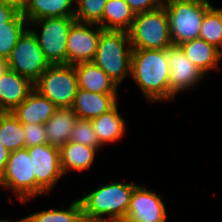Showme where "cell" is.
Wrapping results in <instances>:
<instances>
[{
  "instance_id": "3957f363",
  "label": "cell",
  "mask_w": 222,
  "mask_h": 222,
  "mask_svg": "<svg viewBox=\"0 0 222 222\" xmlns=\"http://www.w3.org/2000/svg\"><path fill=\"white\" fill-rule=\"evenodd\" d=\"M132 45L125 30H102L92 60L118 86L131 75Z\"/></svg>"
},
{
  "instance_id": "9a60e30c",
  "label": "cell",
  "mask_w": 222,
  "mask_h": 222,
  "mask_svg": "<svg viewBox=\"0 0 222 222\" xmlns=\"http://www.w3.org/2000/svg\"><path fill=\"white\" fill-rule=\"evenodd\" d=\"M56 110L57 107L34 88L11 112L22 124H45Z\"/></svg>"
},
{
  "instance_id": "603a6c76",
  "label": "cell",
  "mask_w": 222,
  "mask_h": 222,
  "mask_svg": "<svg viewBox=\"0 0 222 222\" xmlns=\"http://www.w3.org/2000/svg\"><path fill=\"white\" fill-rule=\"evenodd\" d=\"M134 18L135 14L125 0H108L98 25L103 30H125L128 32Z\"/></svg>"
},
{
  "instance_id": "e0dca14e",
  "label": "cell",
  "mask_w": 222,
  "mask_h": 222,
  "mask_svg": "<svg viewBox=\"0 0 222 222\" xmlns=\"http://www.w3.org/2000/svg\"><path fill=\"white\" fill-rule=\"evenodd\" d=\"M78 88L93 93L117 94L118 85L93 61L74 64Z\"/></svg>"
},
{
  "instance_id": "5bb4252c",
  "label": "cell",
  "mask_w": 222,
  "mask_h": 222,
  "mask_svg": "<svg viewBox=\"0 0 222 222\" xmlns=\"http://www.w3.org/2000/svg\"><path fill=\"white\" fill-rule=\"evenodd\" d=\"M34 88V83L30 79L8 69L0 77V112L12 111Z\"/></svg>"
},
{
  "instance_id": "44dd1931",
  "label": "cell",
  "mask_w": 222,
  "mask_h": 222,
  "mask_svg": "<svg viewBox=\"0 0 222 222\" xmlns=\"http://www.w3.org/2000/svg\"><path fill=\"white\" fill-rule=\"evenodd\" d=\"M77 119L72 107L57 108L53 116L45 123L48 144L60 148L69 142Z\"/></svg>"
},
{
  "instance_id": "7c38bea8",
  "label": "cell",
  "mask_w": 222,
  "mask_h": 222,
  "mask_svg": "<svg viewBox=\"0 0 222 222\" xmlns=\"http://www.w3.org/2000/svg\"><path fill=\"white\" fill-rule=\"evenodd\" d=\"M167 62L170 68V100L184 90L193 89L206 77L178 45H172L167 49Z\"/></svg>"
},
{
  "instance_id": "4dcf8cb0",
  "label": "cell",
  "mask_w": 222,
  "mask_h": 222,
  "mask_svg": "<svg viewBox=\"0 0 222 222\" xmlns=\"http://www.w3.org/2000/svg\"><path fill=\"white\" fill-rule=\"evenodd\" d=\"M134 14L151 11L163 5L162 0H125Z\"/></svg>"
},
{
  "instance_id": "ffe728a7",
  "label": "cell",
  "mask_w": 222,
  "mask_h": 222,
  "mask_svg": "<svg viewBox=\"0 0 222 222\" xmlns=\"http://www.w3.org/2000/svg\"><path fill=\"white\" fill-rule=\"evenodd\" d=\"M98 153L97 148L69 141L59 148L60 162L63 174L70 171L89 170Z\"/></svg>"
},
{
  "instance_id": "74e56055",
  "label": "cell",
  "mask_w": 222,
  "mask_h": 222,
  "mask_svg": "<svg viewBox=\"0 0 222 222\" xmlns=\"http://www.w3.org/2000/svg\"><path fill=\"white\" fill-rule=\"evenodd\" d=\"M80 222H91V221H89L88 219H82Z\"/></svg>"
},
{
  "instance_id": "7402d4cb",
  "label": "cell",
  "mask_w": 222,
  "mask_h": 222,
  "mask_svg": "<svg viewBox=\"0 0 222 222\" xmlns=\"http://www.w3.org/2000/svg\"><path fill=\"white\" fill-rule=\"evenodd\" d=\"M126 121L118 111V103L108 112L91 120L99 143L104 146L120 140L126 132Z\"/></svg>"
},
{
  "instance_id": "4316f807",
  "label": "cell",
  "mask_w": 222,
  "mask_h": 222,
  "mask_svg": "<svg viewBox=\"0 0 222 222\" xmlns=\"http://www.w3.org/2000/svg\"><path fill=\"white\" fill-rule=\"evenodd\" d=\"M199 38L222 52V7L211 5L202 20Z\"/></svg>"
},
{
  "instance_id": "d6a6232c",
  "label": "cell",
  "mask_w": 222,
  "mask_h": 222,
  "mask_svg": "<svg viewBox=\"0 0 222 222\" xmlns=\"http://www.w3.org/2000/svg\"><path fill=\"white\" fill-rule=\"evenodd\" d=\"M9 153L10 152L0 142V177L4 173Z\"/></svg>"
},
{
  "instance_id": "5b68a950",
  "label": "cell",
  "mask_w": 222,
  "mask_h": 222,
  "mask_svg": "<svg viewBox=\"0 0 222 222\" xmlns=\"http://www.w3.org/2000/svg\"><path fill=\"white\" fill-rule=\"evenodd\" d=\"M210 0L173 1L163 4L167 10L173 45L199 38L202 20Z\"/></svg>"
},
{
  "instance_id": "52a82bcc",
  "label": "cell",
  "mask_w": 222,
  "mask_h": 222,
  "mask_svg": "<svg viewBox=\"0 0 222 222\" xmlns=\"http://www.w3.org/2000/svg\"><path fill=\"white\" fill-rule=\"evenodd\" d=\"M75 22L74 16L46 17L29 22L28 28L35 35L50 64H67V39ZM35 26L41 28V34L36 32Z\"/></svg>"
},
{
  "instance_id": "f546056e",
  "label": "cell",
  "mask_w": 222,
  "mask_h": 222,
  "mask_svg": "<svg viewBox=\"0 0 222 222\" xmlns=\"http://www.w3.org/2000/svg\"><path fill=\"white\" fill-rule=\"evenodd\" d=\"M25 148L48 144L45 124H23Z\"/></svg>"
},
{
  "instance_id": "9c48e42d",
  "label": "cell",
  "mask_w": 222,
  "mask_h": 222,
  "mask_svg": "<svg viewBox=\"0 0 222 222\" xmlns=\"http://www.w3.org/2000/svg\"><path fill=\"white\" fill-rule=\"evenodd\" d=\"M9 69L35 83L51 65L33 32L27 28L7 58Z\"/></svg>"
},
{
  "instance_id": "83f0119b",
  "label": "cell",
  "mask_w": 222,
  "mask_h": 222,
  "mask_svg": "<svg viewBox=\"0 0 222 222\" xmlns=\"http://www.w3.org/2000/svg\"><path fill=\"white\" fill-rule=\"evenodd\" d=\"M108 0H75V19L81 23L98 24Z\"/></svg>"
},
{
  "instance_id": "8992f818",
  "label": "cell",
  "mask_w": 222,
  "mask_h": 222,
  "mask_svg": "<svg viewBox=\"0 0 222 222\" xmlns=\"http://www.w3.org/2000/svg\"><path fill=\"white\" fill-rule=\"evenodd\" d=\"M0 186L13 191L22 204L46 192L35 182L33 164L27 148L11 151Z\"/></svg>"
},
{
  "instance_id": "484cf974",
  "label": "cell",
  "mask_w": 222,
  "mask_h": 222,
  "mask_svg": "<svg viewBox=\"0 0 222 222\" xmlns=\"http://www.w3.org/2000/svg\"><path fill=\"white\" fill-rule=\"evenodd\" d=\"M83 219L81 203L72 201L67 209H45L25 217L26 222H80Z\"/></svg>"
},
{
  "instance_id": "30bf717a",
  "label": "cell",
  "mask_w": 222,
  "mask_h": 222,
  "mask_svg": "<svg viewBox=\"0 0 222 222\" xmlns=\"http://www.w3.org/2000/svg\"><path fill=\"white\" fill-rule=\"evenodd\" d=\"M35 182L47 193L51 192L63 176L59 148L49 144L29 147Z\"/></svg>"
},
{
  "instance_id": "1f68e13d",
  "label": "cell",
  "mask_w": 222,
  "mask_h": 222,
  "mask_svg": "<svg viewBox=\"0 0 222 222\" xmlns=\"http://www.w3.org/2000/svg\"><path fill=\"white\" fill-rule=\"evenodd\" d=\"M19 10L17 5L0 2V24L8 22Z\"/></svg>"
},
{
  "instance_id": "6da1fadb",
  "label": "cell",
  "mask_w": 222,
  "mask_h": 222,
  "mask_svg": "<svg viewBox=\"0 0 222 222\" xmlns=\"http://www.w3.org/2000/svg\"><path fill=\"white\" fill-rule=\"evenodd\" d=\"M130 76L149 102L170 99L167 49H132Z\"/></svg>"
},
{
  "instance_id": "836d02e7",
  "label": "cell",
  "mask_w": 222,
  "mask_h": 222,
  "mask_svg": "<svg viewBox=\"0 0 222 222\" xmlns=\"http://www.w3.org/2000/svg\"><path fill=\"white\" fill-rule=\"evenodd\" d=\"M9 69L7 60L4 58H0V77L7 72Z\"/></svg>"
},
{
  "instance_id": "8d00e7d4",
  "label": "cell",
  "mask_w": 222,
  "mask_h": 222,
  "mask_svg": "<svg viewBox=\"0 0 222 222\" xmlns=\"http://www.w3.org/2000/svg\"><path fill=\"white\" fill-rule=\"evenodd\" d=\"M173 1H185V0H162V3L166 4V3L173 2Z\"/></svg>"
},
{
  "instance_id": "ac0fdd59",
  "label": "cell",
  "mask_w": 222,
  "mask_h": 222,
  "mask_svg": "<svg viewBox=\"0 0 222 222\" xmlns=\"http://www.w3.org/2000/svg\"><path fill=\"white\" fill-rule=\"evenodd\" d=\"M75 0H23L21 12L29 22L46 17L75 16Z\"/></svg>"
},
{
  "instance_id": "d6986e66",
  "label": "cell",
  "mask_w": 222,
  "mask_h": 222,
  "mask_svg": "<svg viewBox=\"0 0 222 222\" xmlns=\"http://www.w3.org/2000/svg\"><path fill=\"white\" fill-rule=\"evenodd\" d=\"M187 58L205 75L211 70H219L222 52L201 38L179 45Z\"/></svg>"
},
{
  "instance_id": "2e32d148",
  "label": "cell",
  "mask_w": 222,
  "mask_h": 222,
  "mask_svg": "<svg viewBox=\"0 0 222 222\" xmlns=\"http://www.w3.org/2000/svg\"><path fill=\"white\" fill-rule=\"evenodd\" d=\"M118 98L117 94L93 93L78 88L72 109L78 118L92 120L111 110Z\"/></svg>"
},
{
  "instance_id": "d4e9b609",
  "label": "cell",
  "mask_w": 222,
  "mask_h": 222,
  "mask_svg": "<svg viewBox=\"0 0 222 222\" xmlns=\"http://www.w3.org/2000/svg\"><path fill=\"white\" fill-rule=\"evenodd\" d=\"M21 9L8 21L0 24V58L7 60L18 39L28 28Z\"/></svg>"
},
{
  "instance_id": "8fae6325",
  "label": "cell",
  "mask_w": 222,
  "mask_h": 222,
  "mask_svg": "<svg viewBox=\"0 0 222 222\" xmlns=\"http://www.w3.org/2000/svg\"><path fill=\"white\" fill-rule=\"evenodd\" d=\"M102 30L98 24L76 21L71 26L68 34L66 45L67 64L74 65L81 62L92 61Z\"/></svg>"
},
{
  "instance_id": "d590c367",
  "label": "cell",
  "mask_w": 222,
  "mask_h": 222,
  "mask_svg": "<svg viewBox=\"0 0 222 222\" xmlns=\"http://www.w3.org/2000/svg\"><path fill=\"white\" fill-rule=\"evenodd\" d=\"M0 222H12V220H4V219H1ZM15 222V221H14ZM16 222H26L25 220V217H23L22 219L16 221Z\"/></svg>"
},
{
  "instance_id": "7a4b0ae2",
  "label": "cell",
  "mask_w": 222,
  "mask_h": 222,
  "mask_svg": "<svg viewBox=\"0 0 222 222\" xmlns=\"http://www.w3.org/2000/svg\"><path fill=\"white\" fill-rule=\"evenodd\" d=\"M136 185L111 182L79 198L83 218L91 222L124 221Z\"/></svg>"
},
{
  "instance_id": "e575fe53",
  "label": "cell",
  "mask_w": 222,
  "mask_h": 222,
  "mask_svg": "<svg viewBox=\"0 0 222 222\" xmlns=\"http://www.w3.org/2000/svg\"><path fill=\"white\" fill-rule=\"evenodd\" d=\"M0 2L14 4V5H17L21 9L23 0H0Z\"/></svg>"
},
{
  "instance_id": "4fadbf2b",
  "label": "cell",
  "mask_w": 222,
  "mask_h": 222,
  "mask_svg": "<svg viewBox=\"0 0 222 222\" xmlns=\"http://www.w3.org/2000/svg\"><path fill=\"white\" fill-rule=\"evenodd\" d=\"M164 204L160 194L137 184L123 222H166Z\"/></svg>"
},
{
  "instance_id": "277c9868",
  "label": "cell",
  "mask_w": 222,
  "mask_h": 222,
  "mask_svg": "<svg viewBox=\"0 0 222 222\" xmlns=\"http://www.w3.org/2000/svg\"><path fill=\"white\" fill-rule=\"evenodd\" d=\"M132 49H168L173 45L169 20L164 5L157 9L135 14L128 31Z\"/></svg>"
},
{
  "instance_id": "ba28073f",
  "label": "cell",
  "mask_w": 222,
  "mask_h": 222,
  "mask_svg": "<svg viewBox=\"0 0 222 222\" xmlns=\"http://www.w3.org/2000/svg\"><path fill=\"white\" fill-rule=\"evenodd\" d=\"M34 87L57 108L72 107L78 89L74 65L51 64Z\"/></svg>"
},
{
  "instance_id": "cb8c5ba5",
  "label": "cell",
  "mask_w": 222,
  "mask_h": 222,
  "mask_svg": "<svg viewBox=\"0 0 222 222\" xmlns=\"http://www.w3.org/2000/svg\"><path fill=\"white\" fill-rule=\"evenodd\" d=\"M23 124L11 111L0 112V142L9 151L25 148Z\"/></svg>"
},
{
  "instance_id": "f1b7e54d",
  "label": "cell",
  "mask_w": 222,
  "mask_h": 222,
  "mask_svg": "<svg viewBox=\"0 0 222 222\" xmlns=\"http://www.w3.org/2000/svg\"><path fill=\"white\" fill-rule=\"evenodd\" d=\"M70 141L76 143L102 149V145L96 136L91 120L78 118L71 132Z\"/></svg>"
}]
</instances>
